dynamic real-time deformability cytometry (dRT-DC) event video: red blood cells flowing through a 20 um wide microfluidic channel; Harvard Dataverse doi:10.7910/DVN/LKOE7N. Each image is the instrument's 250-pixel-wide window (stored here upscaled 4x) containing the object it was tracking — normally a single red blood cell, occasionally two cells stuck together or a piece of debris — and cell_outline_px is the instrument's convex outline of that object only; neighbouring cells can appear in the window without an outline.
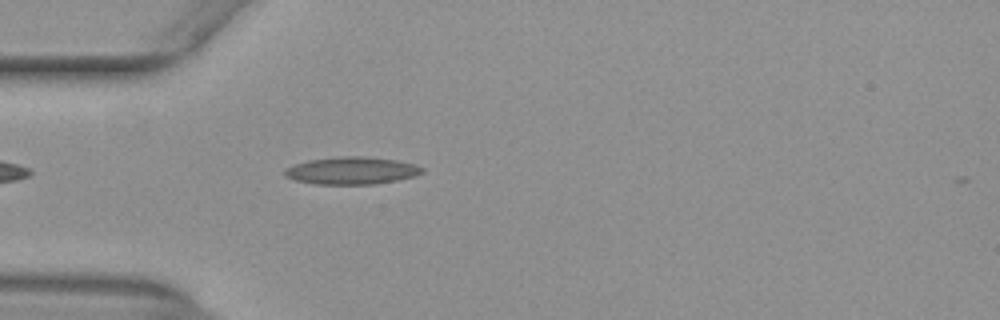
{"species": "common noctule bat (a hibernating species)", "species_latin": "Nyctalus noctula", "temperature_condition": "warm", "stored_images_in_passage": 40, "camera_frame_rate_fps": 3000, "um_per_image_px": 0.085, "animal": {"sex": "female", "body_mass_g": 29.2, "forearm_length_mm": 56.3}, "frame": {"image": 1, "passage_image": 3, "time_ms": 0.667, "image_size_px": [1000, 320], "cell_outline_px": [[424, 172], [412, 176], [396, 180], [372, 184], [316, 184], [296, 180], [284, 176], [284, 168], [308, 160], [340, 156], [364, 156], [396, 160], [412, 164], [424, 168]], "centroid_in_image_um": [29.85, 14.49], "position_along_channel_um": 55.1, "area_um2": 21.73}}
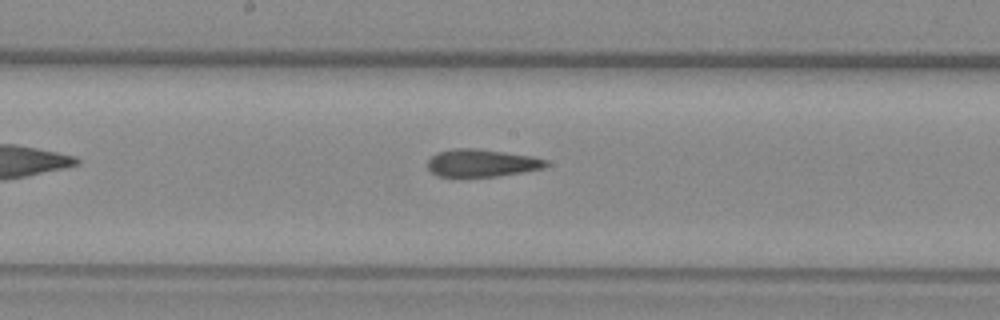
{"frame": {"image": 2, "passage_image": 15, "time_ms": 4.667, "image_size_px": [1000, 320], "cell_outline_px": [[548, 164], [544, 168], [496, 176], [436, 176], [428, 168], [428, 160], [436, 152], [452, 148], [476, 148], [532, 156], [548, 160]], "centroid_in_image_um": [40.92, 13.84], "position_along_channel_um": 207.3, "area_um2": 18.9}}
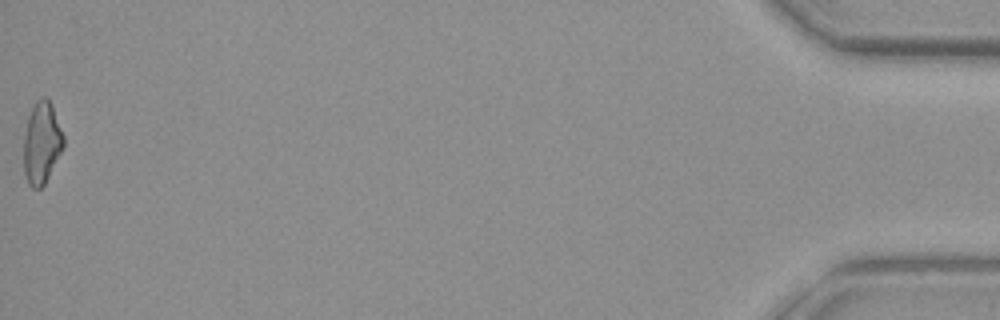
{"frame": {"image": 3, "passage_image": 40, "time_ms": 13.0, "image_size_px": [1000, 320], "cell_outline_px": [[64, 148], [44, 184], [40, 188], [32, 188], [28, 184], [24, 172], [24, 136], [28, 116], [36, 100], [40, 96], [44, 96], [52, 104], [64, 136]], "centroid_in_image_um": [3.55, 12.13], "position_along_channel_um": 431.6, "area_um2": 19.07}, "authors_computed_cell_mechanics": {"area_um2": 19.1896, "velocity_mm_per_s": 3.9659, "shape_relaxation_time_tau1_ms": null, "shape_relaxation_time_tau2_ms": 3.034, "deformation_change_tau1": null, "deformation_change_tau2": 0.1361}}